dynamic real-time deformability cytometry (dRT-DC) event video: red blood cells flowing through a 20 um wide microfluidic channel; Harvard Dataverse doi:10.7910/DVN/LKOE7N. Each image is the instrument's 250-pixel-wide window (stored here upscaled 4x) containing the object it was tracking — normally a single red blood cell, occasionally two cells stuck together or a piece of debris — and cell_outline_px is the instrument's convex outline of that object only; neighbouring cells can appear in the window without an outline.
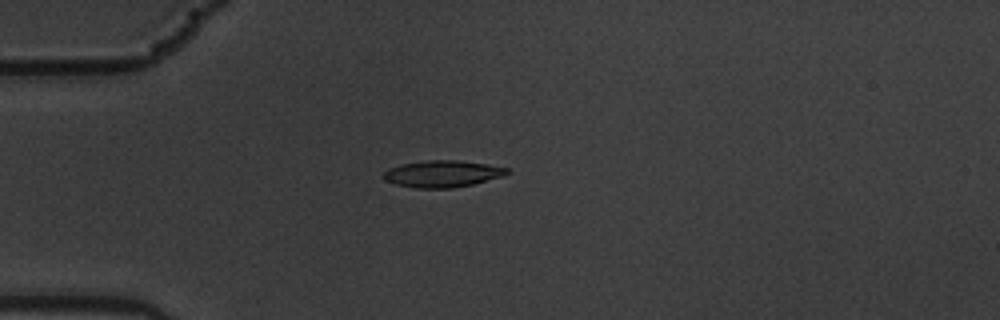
{"species": "common noctule bat (a hibernating species)", "species_latin": "Nyctalus noctula", "temperature_condition": "warm", "stored_images_in_passage": 1, "camera_frame_rate_fps": 3000, "um_per_image_px": 0.085, "animal": {"sex": "male", "body_mass_g": 19.5, "forearm_length_mm": 54.6}, "frame": {"image": 1, "passage_image": 1, "time_ms": 0.0, "image_size_px": [1000, 320], "cell_outline_px": [[512, 172], [504, 176], [472, 184], [452, 188], [416, 188], [396, 184], [384, 180], [384, 172], [388, 168], [400, 164], [428, 160], [456, 160], [484, 164], [508, 168]], "centroid_in_image_um": [37.61, 14.77], "position_along_channel_um": 47.4, "area_um2": 19.19}}